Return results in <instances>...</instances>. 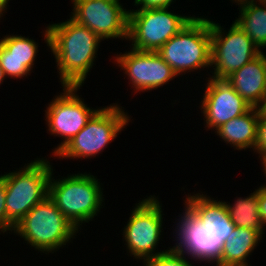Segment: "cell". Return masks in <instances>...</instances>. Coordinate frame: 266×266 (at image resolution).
I'll use <instances>...</instances> for the list:
<instances>
[{"instance_id":"5","label":"cell","mask_w":266,"mask_h":266,"mask_svg":"<svg viewBox=\"0 0 266 266\" xmlns=\"http://www.w3.org/2000/svg\"><path fill=\"white\" fill-rule=\"evenodd\" d=\"M157 53L178 75L211 68L210 19L195 17ZM194 69V70H193Z\"/></svg>"},{"instance_id":"21","label":"cell","mask_w":266,"mask_h":266,"mask_svg":"<svg viewBox=\"0 0 266 266\" xmlns=\"http://www.w3.org/2000/svg\"><path fill=\"white\" fill-rule=\"evenodd\" d=\"M232 205L225 202L228 214L236 227L263 231L264 226L259 214L258 189L244 198L237 197ZM228 203V204H227Z\"/></svg>"},{"instance_id":"15","label":"cell","mask_w":266,"mask_h":266,"mask_svg":"<svg viewBox=\"0 0 266 266\" xmlns=\"http://www.w3.org/2000/svg\"><path fill=\"white\" fill-rule=\"evenodd\" d=\"M38 52V43L29 37L11 34L1 38L0 68L5 78L30 75Z\"/></svg>"},{"instance_id":"9","label":"cell","mask_w":266,"mask_h":266,"mask_svg":"<svg viewBox=\"0 0 266 266\" xmlns=\"http://www.w3.org/2000/svg\"><path fill=\"white\" fill-rule=\"evenodd\" d=\"M150 196L135 204L123 229L124 245L127 246L128 253L137 260H146L169 250L156 252L163 232L164 214L158 198Z\"/></svg>"},{"instance_id":"11","label":"cell","mask_w":266,"mask_h":266,"mask_svg":"<svg viewBox=\"0 0 266 266\" xmlns=\"http://www.w3.org/2000/svg\"><path fill=\"white\" fill-rule=\"evenodd\" d=\"M70 18L104 39L128 38V10L120 0H71Z\"/></svg>"},{"instance_id":"7","label":"cell","mask_w":266,"mask_h":266,"mask_svg":"<svg viewBox=\"0 0 266 266\" xmlns=\"http://www.w3.org/2000/svg\"><path fill=\"white\" fill-rule=\"evenodd\" d=\"M169 9L128 10L127 40L132 43V49L157 52L194 18L172 13Z\"/></svg>"},{"instance_id":"31","label":"cell","mask_w":266,"mask_h":266,"mask_svg":"<svg viewBox=\"0 0 266 266\" xmlns=\"http://www.w3.org/2000/svg\"><path fill=\"white\" fill-rule=\"evenodd\" d=\"M261 54L263 55V58L265 60V65H266V54L264 52L261 51Z\"/></svg>"},{"instance_id":"20","label":"cell","mask_w":266,"mask_h":266,"mask_svg":"<svg viewBox=\"0 0 266 266\" xmlns=\"http://www.w3.org/2000/svg\"><path fill=\"white\" fill-rule=\"evenodd\" d=\"M239 5H240L239 6L240 13L235 22L252 39V41L259 48V50L265 48L266 47V4H263L256 0V1L244 2Z\"/></svg>"},{"instance_id":"14","label":"cell","mask_w":266,"mask_h":266,"mask_svg":"<svg viewBox=\"0 0 266 266\" xmlns=\"http://www.w3.org/2000/svg\"><path fill=\"white\" fill-rule=\"evenodd\" d=\"M205 93L201 100V112L205 128L217 130L231 119L248 112L249 105L225 79L207 78Z\"/></svg>"},{"instance_id":"4","label":"cell","mask_w":266,"mask_h":266,"mask_svg":"<svg viewBox=\"0 0 266 266\" xmlns=\"http://www.w3.org/2000/svg\"><path fill=\"white\" fill-rule=\"evenodd\" d=\"M13 230L25 243L45 254L59 250L79 232L49 196L35 205Z\"/></svg>"},{"instance_id":"32","label":"cell","mask_w":266,"mask_h":266,"mask_svg":"<svg viewBox=\"0 0 266 266\" xmlns=\"http://www.w3.org/2000/svg\"><path fill=\"white\" fill-rule=\"evenodd\" d=\"M257 1H259V2H261L263 4H266V0H257Z\"/></svg>"},{"instance_id":"24","label":"cell","mask_w":266,"mask_h":266,"mask_svg":"<svg viewBox=\"0 0 266 266\" xmlns=\"http://www.w3.org/2000/svg\"><path fill=\"white\" fill-rule=\"evenodd\" d=\"M176 1V0H175ZM174 0H134V6H140L137 10L157 8H169Z\"/></svg>"},{"instance_id":"25","label":"cell","mask_w":266,"mask_h":266,"mask_svg":"<svg viewBox=\"0 0 266 266\" xmlns=\"http://www.w3.org/2000/svg\"><path fill=\"white\" fill-rule=\"evenodd\" d=\"M4 180L0 176V231L6 232V199Z\"/></svg>"},{"instance_id":"6","label":"cell","mask_w":266,"mask_h":266,"mask_svg":"<svg viewBox=\"0 0 266 266\" xmlns=\"http://www.w3.org/2000/svg\"><path fill=\"white\" fill-rule=\"evenodd\" d=\"M120 105L106 106L99 109L84 128L62 148L55 156L59 159L92 158L103 152L130 122L128 113Z\"/></svg>"},{"instance_id":"19","label":"cell","mask_w":266,"mask_h":266,"mask_svg":"<svg viewBox=\"0 0 266 266\" xmlns=\"http://www.w3.org/2000/svg\"><path fill=\"white\" fill-rule=\"evenodd\" d=\"M259 108L252 107L248 112L221 125L215 133L234 149H255Z\"/></svg>"},{"instance_id":"1","label":"cell","mask_w":266,"mask_h":266,"mask_svg":"<svg viewBox=\"0 0 266 266\" xmlns=\"http://www.w3.org/2000/svg\"><path fill=\"white\" fill-rule=\"evenodd\" d=\"M43 33L44 41L56 59L62 86L82 87L93 67L102 39L71 18L49 24Z\"/></svg>"},{"instance_id":"3","label":"cell","mask_w":266,"mask_h":266,"mask_svg":"<svg viewBox=\"0 0 266 266\" xmlns=\"http://www.w3.org/2000/svg\"><path fill=\"white\" fill-rule=\"evenodd\" d=\"M52 173L53 170L48 196L64 216L77 229H81L80 225L92 221L103 206L105 199L99 179L85 172L55 180Z\"/></svg>"},{"instance_id":"12","label":"cell","mask_w":266,"mask_h":266,"mask_svg":"<svg viewBox=\"0 0 266 266\" xmlns=\"http://www.w3.org/2000/svg\"><path fill=\"white\" fill-rule=\"evenodd\" d=\"M114 61L130 79L129 85L136 90L135 93L156 90L177 76L157 52L131 48L128 52L117 54Z\"/></svg>"},{"instance_id":"16","label":"cell","mask_w":266,"mask_h":266,"mask_svg":"<svg viewBox=\"0 0 266 266\" xmlns=\"http://www.w3.org/2000/svg\"><path fill=\"white\" fill-rule=\"evenodd\" d=\"M207 196L203 193L188 194L184 204L197 216L206 231L224 243L236 226L228 214L224 201Z\"/></svg>"},{"instance_id":"27","label":"cell","mask_w":266,"mask_h":266,"mask_svg":"<svg viewBox=\"0 0 266 266\" xmlns=\"http://www.w3.org/2000/svg\"><path fill=\"white\" fill-rule=\"evenodd\" d=\"M9 0H0V19L6 12Z\"/></svg>"},{"instance_id":"8","label":"cell","mask_w":266,"mask_h":266,"mask_svg":"<svg viewBox=\"0 0 266 266\" xmlns=\"http://www.w3.org/2000/svg\"><path fill=\"white\" fill-rule=\"evenodd\" d=\"M210 30L212 78L226 79L261 54V50L235 21L226 32L219 23L210 20Z\"/></svg>"},{"instance_id":"28","label":"cell","mask_w":266,"mask_h":266,"mask_svg":"<svg viewBox=\"0 0 266 266\" xmlns=\"http://www.w3.org/2000/svg\"><path fill=\"white\" fill-rule=\"evenodd\" d=\"M7 78H5L3 70L0 68V85L3 84V80H5Z\"/></svg>"},{"instance_id":"17","label":"cell","mask_w":266,"mask_h":266,"mask_svg":"<svg viewBox=\"0 0 266 266\" xmlns=\"http://www.w3.org/2000/svg\"><path fill=\"white\" fill-rule=\"evenodd\" d=\"M225 80L249 105L263 108L266 104V65L259 54Z\"/></svg>"},{"instance_id":"13","label":"cell","mask_w":266,"mask_h":266,"mask_svg":"<svg viewBox=\"0 0 266 266\" xmlns=\"http://www.w3.org/2000/svg\"><path fill=\"white\" fill-rule=\"evenodd\" d=\"M180 216L177 228L174 229L177 243L171 248L195 261L216 263L221 258L223 242L206 231L201 221L186 205L183 215Z\"/></svg>"},{"instance_id":"22","label":"cell","mask_w":266,"mask_h":266,"mask_svg":"<svg viewBox=\"0 0 266 266\" xmlns=\"http://www.w3.org/2000/svg\"><path fill=\"white\" fill-rule=\"evenodd\" d=\"M144 261V266H193L186 256L172 248L165 253L148 258Z\"/></svg>"},{"instance_id":"23","label":"cell","mask_w":266,"mask_h":266,"mask_svg":"<svg viewBox=\"0 0 266 266\" xmlns=\"http://www.w3.org/2000/svg\"><path fill=\"white\" fill-rule=\"evenodd\" d=\"M254 152L260 154L262 161L266 158V110L259 108V117L257 125V137Z\"/></svg>"},{"instance_id":"18","label":"cell","mask_w":266,"mask_h":266,"mask_svg":"<svg viewBox=\"0 0 266 266\" xmlns=\"http://www.w3.org/2000/svg\"><path fill=\"white\" fill-rule=\"evenodd\" d=\"M263 232L236 227L223 243L216 266H249L247 258L262 240Z\"/></svg>"},{"instance_id":"10","label":"cell","mask_w":266,"mask_h":266,"mask_svg":"<svg viewBox=\"0 0 266 266\" xmlns=\"http://www.w3.org/2000/svg\"><path fill=\"white\" fill-rule=\"evenodd\" d=\"M63 93L55 96L45 110V121L51 135L62 137L63 141L53 150L55 156L72 138L85 127L91 117L100 109H91L77 94L80 86H62Z\"/></svg>"},{"instance_id":"26","label":"cell","mask_w":266,"mask_h":266,"mask_svg":"<svg viewBox=\"0 0 266 266\" xmlns=\"http://www.w3.org/2000/svg\"><path fill=\"white\" fill-rule=\"evenodd\" d=\"M258 203H259V214L263 226L266 225V186L261 185L258 188Z\"/></svg>"},{"instance_id":"2","label":"cell","mask_w":266,"mask_h":266,"mask_svg":"<svg viewBox=\"0 0 266 266\" xmlns=\"http://www.w3.org/2000/svg\"><path fill=\"white\" fill-rule=\"evenodd\" d=\"M20 169L0 175L6 192V232L49 195L53 168L47 159L37 158Z\"/></svg>"},{"instance_id":"30","label":"cell","mask_w":266,"mask_h":266,"mask_svg":"<svg viewBox=\"0 0 266 266\" xmlns=\"http://www.w3.org/2000/svg\"><path fill=\"white\" fill-rule=\"evenodd\" d=\"M231 1L235 2L236 5H237V4L239 5V4L244 3V2H248V1H256V0H231Z\"/></svg>"},{"instance_id":"29","label":"cell","mask_w":266,"mask_h":266,"mask_svg":"<svg viewBox=\"0 0 266 266\" xmlns=\"http://www.w3.org/2000/svg\"><path fill=\"white\" fill-rule=\"evenodd\" d=\"M262 163V167L264 168V169H262L263 170V172H264V175H265V177H266V158L265 159H263L262 161H261ZM266 186V185H265Z\"/></svg>"}]
</instances>
